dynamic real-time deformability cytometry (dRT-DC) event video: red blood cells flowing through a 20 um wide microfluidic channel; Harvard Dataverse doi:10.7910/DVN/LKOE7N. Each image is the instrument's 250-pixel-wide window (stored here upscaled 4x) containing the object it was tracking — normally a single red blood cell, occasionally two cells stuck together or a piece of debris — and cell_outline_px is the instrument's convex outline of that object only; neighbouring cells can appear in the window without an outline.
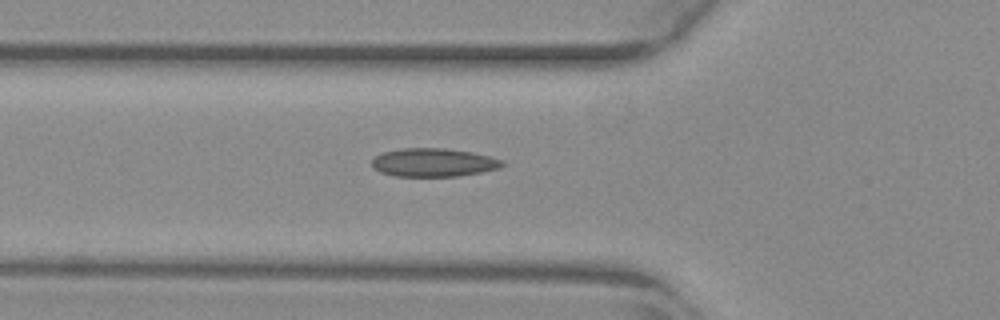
{"species": "common noctule bat (a hibernating species)", "species_latin": "Nyctalus noctula", "temperature_condition": "warm", "stored_images_in_passage": 36, "camera_frame_rate_fps": 3000, "um_per_image_px": 0.085, "animal": {"sex": "female", "body_mass_g": 29.2, "forearm_length_mm": 56.3}, "frame": {"image": 1, "passage_image": 2, "time_ms": 0.333, "image_size_px": [1000, 320], "cell_outline_px": [[504, 164], [500, 168], [480, 172], [456, 176], [396, 176], [380, 172], [372, 164], [372, 160], [376, 156], [384, 152], [400, 148], [444, 148], [472, 152], [504, 160]], "centroid_in_image_um": [36.86, 13.8], "position_along_channel_um": 88.9, "area_um2": 21.39}}
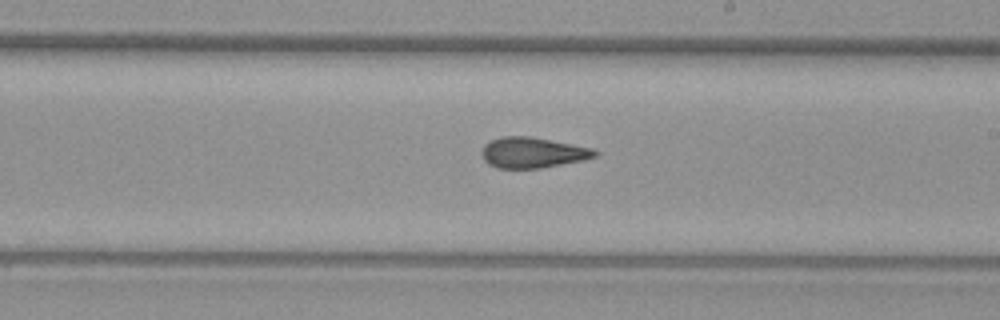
{"frame": {"image": 2, "passage_image": 14, "time_ms": 4.333, "image_size_px": [1000, 320], "cell_outline_px": [[600, 152], [596, 156], [584, 160], [540, 168], [496, 168], [488, 164], [484, 160], [480, 152], [484, 144], [500, 136], [528, 136], [572, 144], [592, 148]], "centroid_in_image_um": [45.25, 12.97], "position_along_channel_um": 243.8, "area_um2": 20.23}}
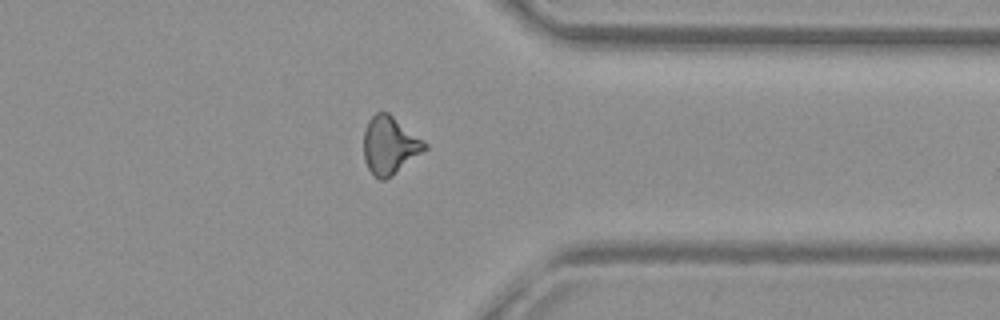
{"frame": {"image": 3, "passage_image": 25, "time_ms": 8.0, "image_size_px": [1000, 320], "cell_outline_px": [[428, 148], [392, 176], [384, 180], [380, 180], [372, 176], [364, 160], [364, 132], [368, 120], [376, 112], [388, 112], [428, 144]], "centroid_in_image_um": [33.11, 12.37], "position_along_channel_um": 378.3, "area_um2": 20.58}}